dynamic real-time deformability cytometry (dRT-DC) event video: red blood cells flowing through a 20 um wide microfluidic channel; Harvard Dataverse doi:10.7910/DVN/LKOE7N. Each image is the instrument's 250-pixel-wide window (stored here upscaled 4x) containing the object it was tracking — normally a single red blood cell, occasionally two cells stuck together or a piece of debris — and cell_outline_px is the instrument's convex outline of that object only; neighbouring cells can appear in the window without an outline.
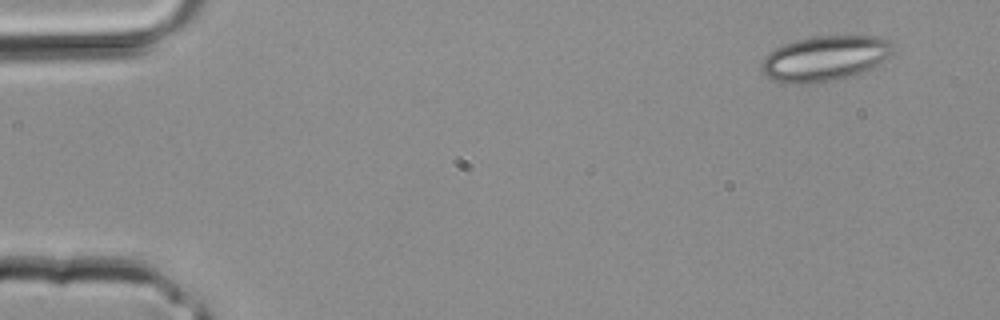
{"species": "common noctule bat (a hibernating species)", "species_latin": "Nyctalus noctula", "temperature_condition": "room temperature", "stored_images_in_passage": 4, "camera_frame_rate_fps": 3000, "um_per_image_px": 0.085, "animal": {"sex": "male", "body_mass_g": 20.4}, "frame": {"image": 1, "passage_image": 1, "time_ms": 0.0, "image_size_px": [1000, 320], "cell_outline_px": [[892, 52], [888, 56], [876, 64], [852, 76], [824, 84], [784, 84], [768, 76], [760, 68], [760, 64], [764, 56], [776, 48], [784, 44], [796, 40], [816, 36], [880, 36], [892, 40]], "centroid_in_image_um": [70.09, 4.98], "position_along_channel_um": 14.9, "area_um2": 34.8}}
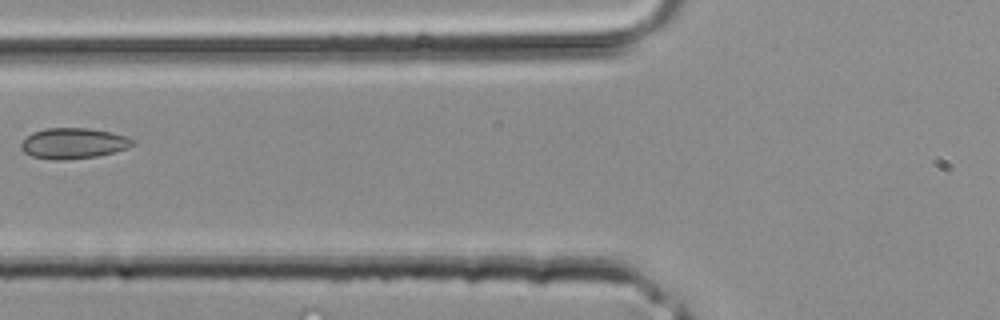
{"frame": {"image": 2, "passage_image": 4, "time_ms": 1.0, "image_size_px": [1000, 320], "cell_outline_px": [[136, 144], [128, 148], [96, 156], [64, 160], [52, 160], [32, 156], [24, 152], [20, 148], [20, 144], [32, 132], [48, 128], [88, 128], [112, 132], [136, 140]], "centroid_in_image_um": [6.25, 12.18], "position_along_channel_um": 119.6, "area_um2": 19.94}}